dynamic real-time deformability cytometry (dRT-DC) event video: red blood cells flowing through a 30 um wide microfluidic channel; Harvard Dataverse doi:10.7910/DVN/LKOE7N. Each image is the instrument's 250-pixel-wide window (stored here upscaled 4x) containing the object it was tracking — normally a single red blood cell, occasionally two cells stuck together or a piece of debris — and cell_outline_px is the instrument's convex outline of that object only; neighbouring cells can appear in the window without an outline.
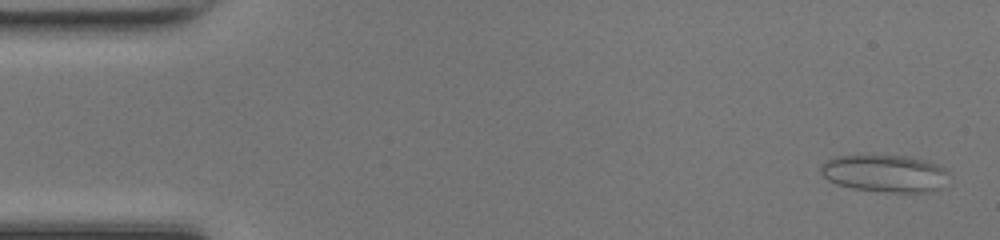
{"species": "common noctule bat (a hibernating species)", "species_latin": "Nyctalus noctula", "temperature_condition": "room temperature", "stored_images_in_passage": 50, "camera_frame_rate_fps": 3000, "um_per_image_px": 0.085, "animal": {"sex": "female", "body_mass_g": 17.0, "forearm_length_mm": 48.0}, "frame": {"image": 1, "passage_image": 2, "time_ms": 0.333, "image_size_px": [1000, 240], "cell_outline_px": [[948, 172], [940, 188], [932, 192], [884, 192], [852, 188], [836, 184], [828, 180], [820, 172], [820, 164], [836, 156], [908, 156], [928, 160], [940, 164]], "centroid_in_image_um": [75.21, 14.74], "position_along_channel_um": 9.8, "area_um2": 27.86}}
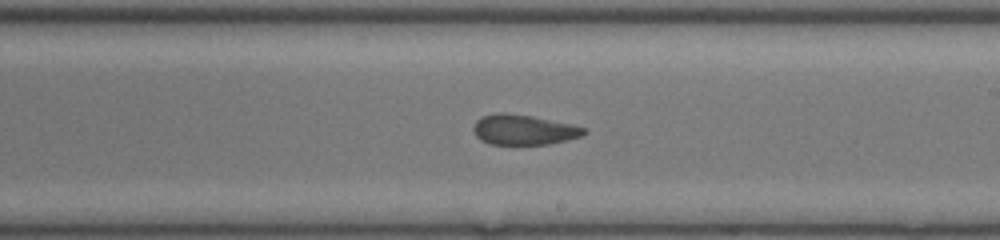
{"frame": {"image": 2, "passage_image": 28, "time_ms": 9.0, "image_size_px": [1000, 240], "cell_outline_px": [[588, 132], [580, 136], [568, 140], [548, 144], [488, 144], [480, 140], [476, 136], [472, 128], [476, 120], [480, 116], [500, 112], [504, 112], [532, 116], [572, 124], [584, 128]], "centroid_in_image_um": [44.48, 11.02], "position_along_channel_um": 244.5, "area_um2": 19.54}}
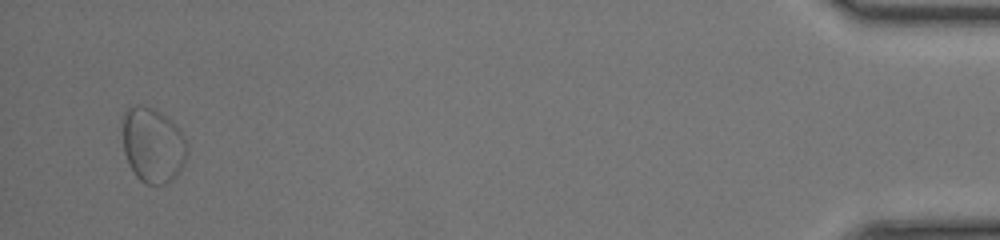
{"frame": {"image": 3, "passage_image": 47, "time_ms": 15.333, "image_size_px": [1000, 240], "cell_outline_px": [[188, 152], [176, 176], [172, 180], [164, 184], [144, 184], [136, 176], [128, 164], [124, 152], [124, 116], [128, 108], [136, 104], [144, 104], [156, 108], [184, 136], [188, 144]], "centroid_in_image_um": [12.99, 12.34], "position_along_channel_um": 422.2, "area_um2": 27.98}, "authors_computed_cell_mechanics": {"area_um2": 20.7213, "velocity_mm_per_s": 4.2267, "shape_relaxation_time_tau1_ms": null, "shape_relaxation_time_tau2_ms": 2.1211, "deformation_change_tau1": null, "deformation_change_tau2": 0.087}}